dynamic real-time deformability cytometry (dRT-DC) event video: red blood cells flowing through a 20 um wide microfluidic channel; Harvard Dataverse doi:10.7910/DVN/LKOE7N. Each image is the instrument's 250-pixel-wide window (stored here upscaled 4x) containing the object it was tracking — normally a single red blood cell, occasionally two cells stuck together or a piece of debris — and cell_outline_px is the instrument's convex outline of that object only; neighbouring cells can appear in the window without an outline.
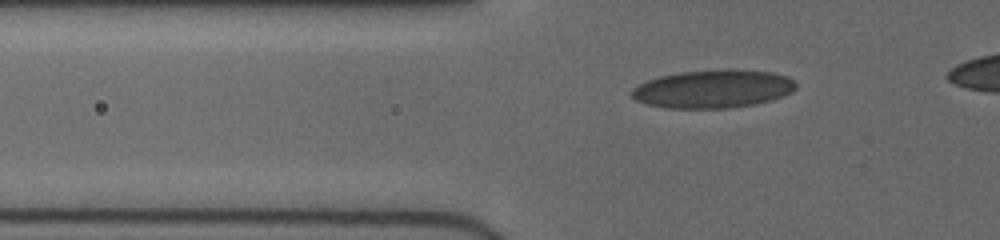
{"species": "human", "species_latin": "Homo sapiens", "temperature_condition": "cold", "stored_images_in_passage": 9, "segment_of_instrument_passage": [1, 2], "camera_frame_rate_fps": 3000, "um_per_image_px": 0.085, "donor": {"sex": "female"}, "frame": {"image": 1, "passage_image": 6, "time_ms": 2.333, "image_size_px": [1000, 240], "cell_outline_px": [[796, 88], [792, 92], [784, 96], [772, 100], [752, 104], [728, 108], [668, 108], [648, 104], [636, 100], [632, 96], [632, 88], [648, 80], [660, 76], [680, 72], [728, 68], [732, 68], [772, 72], [788, 76], [796, 84]], "centroid_in_image_um": [60.65, 7.54], "position_along_channel_um": 65.1, "area_um2": 36.65}}